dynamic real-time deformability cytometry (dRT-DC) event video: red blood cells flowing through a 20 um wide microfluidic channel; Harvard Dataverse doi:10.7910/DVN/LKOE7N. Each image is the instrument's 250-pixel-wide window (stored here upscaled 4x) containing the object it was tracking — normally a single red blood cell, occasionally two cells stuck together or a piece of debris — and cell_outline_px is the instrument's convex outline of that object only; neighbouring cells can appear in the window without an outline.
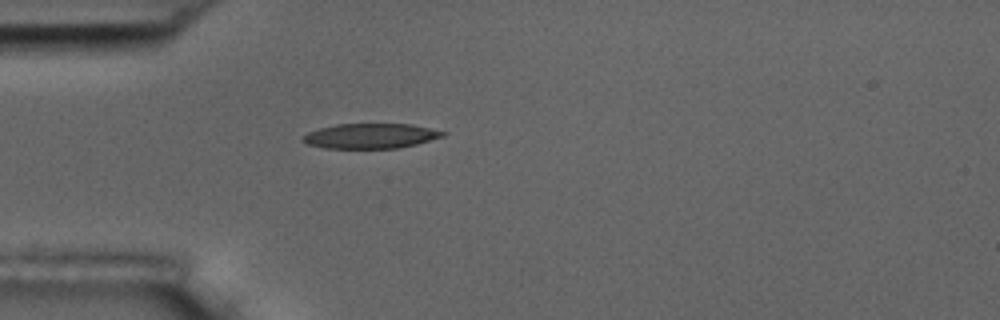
{"species": "common noctule bat (a hibernating species)", "species_latin": "Nyctalus noctula", "temperature_condition": "room temperature", "stored_images_in_passage": 4, "camera_frame_rate_fps": 3000, "um_per_image_px": 0.085, "animal": {"sex": "male", "body_mass_g": 17.5, "forearm_length_mm": 52.3}, "frame": {"image": 1, "passage_image": 4, "time_ms": 4.0, "image_size_px": [1000, 320], "cell_outline_px": [[448, 132], [444, 136], [416, 144], [400, 148], [324, 148], [308, 144], [300, 140], [308, 132], [320, 128], [336, 124], [412, 124]], "centroid_in_image_um": [31.51, 11.55], "position_along_channel_um": 53.5, "area_um2": 20.35}}